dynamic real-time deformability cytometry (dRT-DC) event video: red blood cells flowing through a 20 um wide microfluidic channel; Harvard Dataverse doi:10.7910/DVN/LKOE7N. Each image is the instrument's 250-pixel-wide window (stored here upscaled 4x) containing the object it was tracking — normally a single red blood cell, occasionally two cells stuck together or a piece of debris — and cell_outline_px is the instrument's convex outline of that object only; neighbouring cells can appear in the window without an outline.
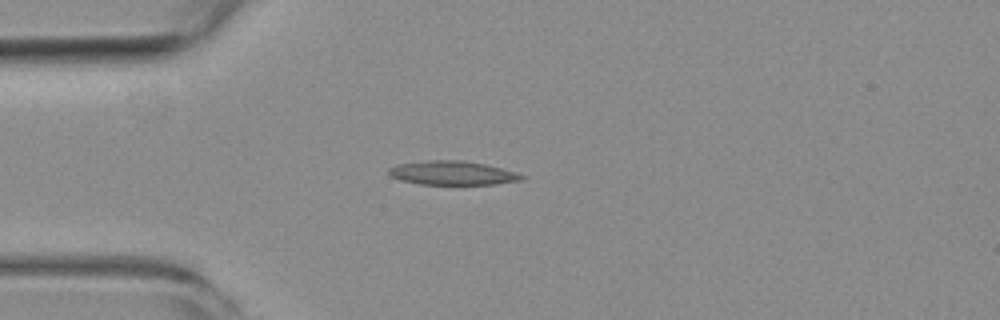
{"species": "common noctule bat (a hibernating species)", "species_latin": "Nyctalus noctula", "temperature_condition": "room temperature", "stored_images_in_passage": 6, "camera_frame_rate_fps": 3000, "um_per_image_px": 0.085, "animal": {"sex": "female", "body_mass_g": 19.3, "forearm_length_mm": 54.1}, "frame": {"image": 1, "passage_image": 3, "time_ms": 2.333, "image_size_px": [1000, 320], "cell_outline_px": [[528, 176], [524, 180], [496, 184], [420, 184], [400, 180], [392, 176], [388, 172], [388, 168], [396, 164], [428, 160], [460, 160], [484, 164], [516, 172]], "centroid_in_image_um": [38.48, 14.7], "position_along_channel_um": 46.5, "area_um2": 18.55}}
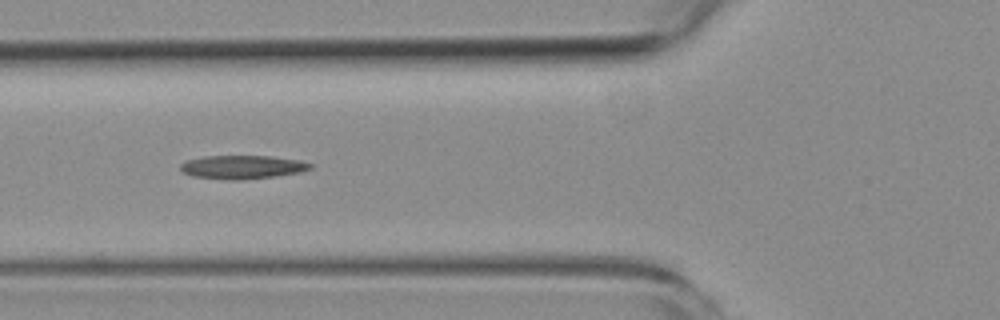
{"frame": {"image": 2, "passage_image": 5, "time_ms": 4.333, "image_size_px": [1000, 320], "cell_outline_px": [[316, 164], [312, 168], [300, 172], [276, 176], [240, 180], [228, 180], [192, 176], [180, 172], [180, 164], [184, 160], [204, 156], [272, 156], [300, 160]], "centroid_in_image_um": [20.59, 14.2], "position_along_channel_um": 105.2, "area_um2": 18.15}}
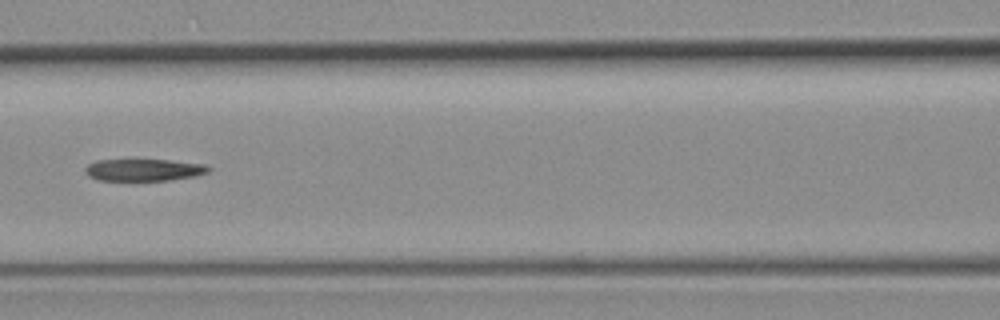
{"frame": {"image": 3, "passage_image": 6, "time_ms": 5.667, "image_size_px": [1000, 320], "cell_outline_px": [[212, 168], [208, 172], [196, 176], [168, 180], [96, 180], [88, 176], [84, 172], [84, 168], [88, 164], [96, 160], [136, 156], [208, 164]], "centroid_in_image_um": [12.19, 14.37], "position_along_channel_um": 154.4, "area_um2": 17.11}}